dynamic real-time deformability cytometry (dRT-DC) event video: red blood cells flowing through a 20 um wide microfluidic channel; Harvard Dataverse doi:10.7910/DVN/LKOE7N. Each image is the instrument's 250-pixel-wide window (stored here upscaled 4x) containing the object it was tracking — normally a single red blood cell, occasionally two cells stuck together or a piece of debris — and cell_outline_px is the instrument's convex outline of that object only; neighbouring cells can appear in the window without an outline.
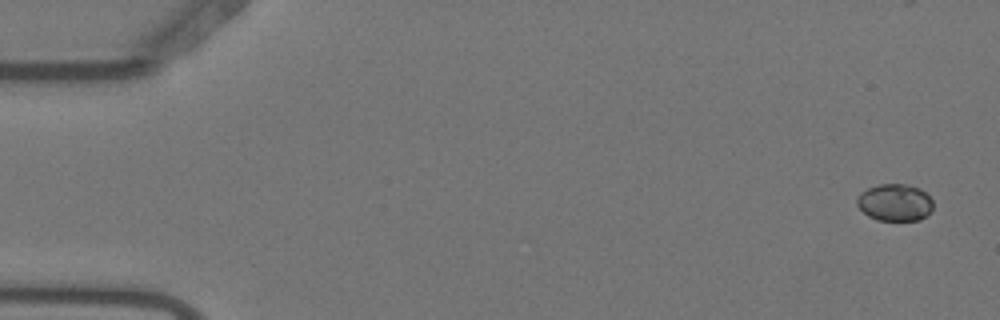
{"species": "Egyptian fruit bat (a non-hibernating species)", "species_latin": "Rousettus aegyptiacus", "temperature_condition": "warm", "stored_images_in_passage": 2, "camera_frame_rate_fps": 3000, "um_per_image_px": 0.085, "animal": {"sex": "female"}, "frame": {"image": 1, "passage_image": 1, "time_ms": 0.0, "image_size_px": [1000, 320], "cell_outline_px": [[932, 212], [920, 220], [876, 220], [868, 216], [856, 204], [856, 200], [860, 192], [868, 188], [880, 184], [904, 184], [920, 188], [932, 200]], "centroid_in_image_um": [76.06, 17.22], "position_along_channel_um": 8.9, "area_um2": 16.47}}